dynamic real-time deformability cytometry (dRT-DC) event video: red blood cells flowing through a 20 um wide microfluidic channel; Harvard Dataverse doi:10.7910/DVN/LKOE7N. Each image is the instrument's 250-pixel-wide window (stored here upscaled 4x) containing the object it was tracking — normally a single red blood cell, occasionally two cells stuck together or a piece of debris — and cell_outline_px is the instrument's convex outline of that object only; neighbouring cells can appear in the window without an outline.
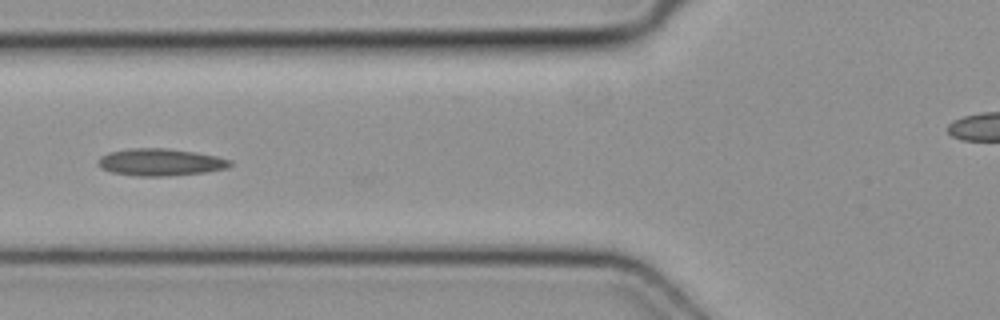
{"species": "common noctule bat (a hibernating species)", "species_latin": "Nyctalus noctula", "temperature_condition": "cold", "stored_images_in_passage": 5, "camera_frame_rate_fps": 3000, "um_per_image_px": 0.085, "animal": {"sex": "female", "body_mass_g": 19.3, "forearm_length_mm": 54.1}, "frame": {"image": 1, "passage_image": 4, "time_ms": 1.0, "image_size_px": [1000, 320], "cell_outline_px": [[232, 164], [228, 168], [204, 172], [168, 176], [136, 176], [112, 172], [100, 168], [96, 164], [96, 160], [100, 156], [108, 152], [132, 148], [168, 148], [196, 152], [216, 156], [232, 160]], "centroid_in_image_um": [13.6, 13.78], "position_along_channel_um": 112.2, "area_um2": 21.1}}
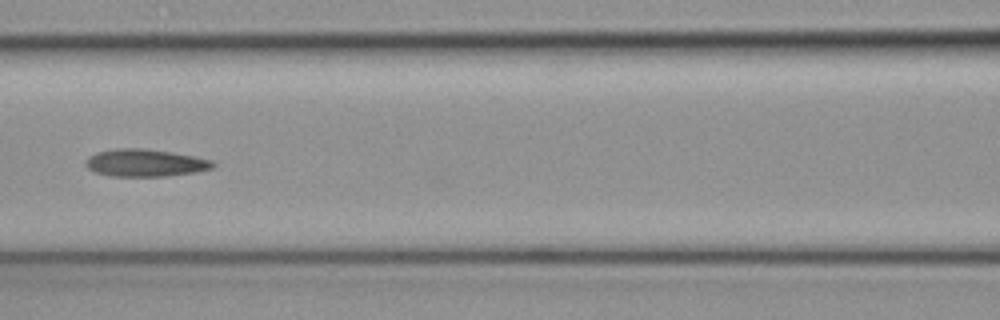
{"frame": {"image": 2, "passage_image": 5, "time_ms": 1.333, "image_size_px": [1000, 320], "cell_outline_px": [[216, 164], [212, 168], [196, 172], [168, 176], [108, 176], [96, 172], [88, 168], [84, 164], [84, 160], [88, 156], [96, 152], [116, 148], [148, 148], [196, 156], [212, 160]], "centroid_in_image_um": [12.33, 13.83], "position_along_channel_um": 154.3, "area_um2": 20.63}}